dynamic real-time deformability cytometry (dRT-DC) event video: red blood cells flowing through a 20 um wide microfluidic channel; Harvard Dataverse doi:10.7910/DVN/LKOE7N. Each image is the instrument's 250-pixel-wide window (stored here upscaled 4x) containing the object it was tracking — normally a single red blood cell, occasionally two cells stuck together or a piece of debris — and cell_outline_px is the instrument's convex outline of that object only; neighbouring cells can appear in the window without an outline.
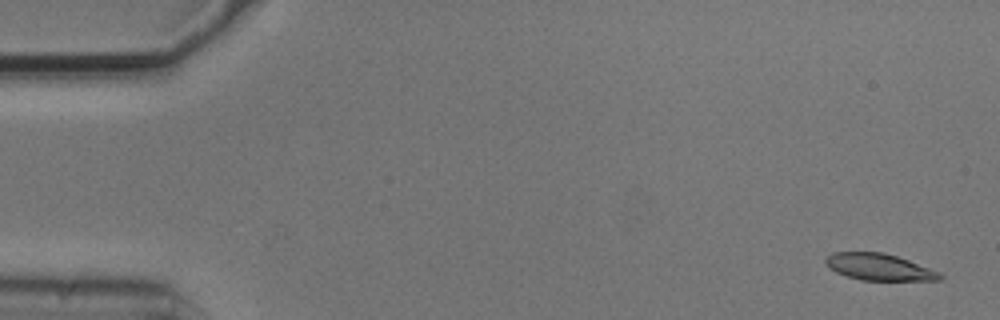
{"species": "common noctule bat (a hibernating species)", "species_latin": "Nyctalus noctula", "temperature_condition": "cold", "stored_images_in_passage": 6, "camera_frame_rate_fps": 3000, "um_per_image_px": 0.085, "animal": {"sex": "male", "body_mass_g": 20.5, "forearm_length_mm": 52.5}, "frame": {"image": 1, "passage_image": 1, "time_ms": 0.0, "image_size_px": [1000, 320], "cell_outline_px": [[944, 276], [940, 280], [860, 280], [836, 272], [824, 260], [832, 252], [884, 252], [908, 260], [940, 272]], "centroid_in_image_um": [74.75, 22.69], "position_along_channel_um": 10.3, "area_um2": 17.51}}
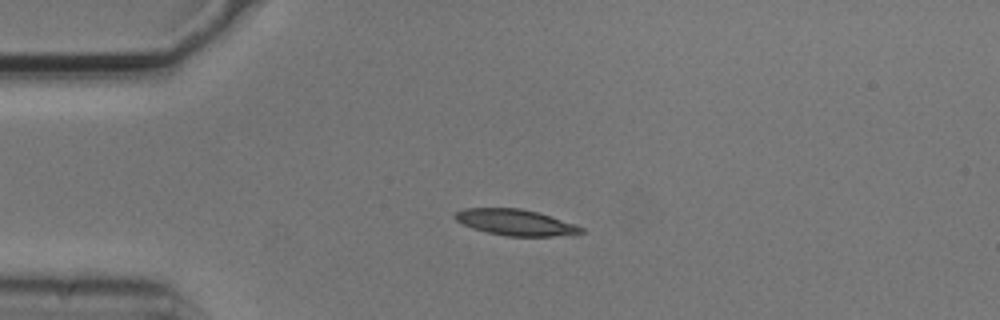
{"frame": {"image": 2, "passage_image": 4, "time_ms": 1.0, "image_size_px": [1000, 320], "cell_outline_px": [[584, 232], [580, 236], [508, 236], [488, 232], [472, 228], [456, 220], [452, 216], [456, 212], [464, 208], [520, 208], [536, 212], [576, 224], [584, 228]], "centroid_in_image_um": [43.89, 18.92], "position_along_channel_um": 41.1, "area_um2": 19.31}}